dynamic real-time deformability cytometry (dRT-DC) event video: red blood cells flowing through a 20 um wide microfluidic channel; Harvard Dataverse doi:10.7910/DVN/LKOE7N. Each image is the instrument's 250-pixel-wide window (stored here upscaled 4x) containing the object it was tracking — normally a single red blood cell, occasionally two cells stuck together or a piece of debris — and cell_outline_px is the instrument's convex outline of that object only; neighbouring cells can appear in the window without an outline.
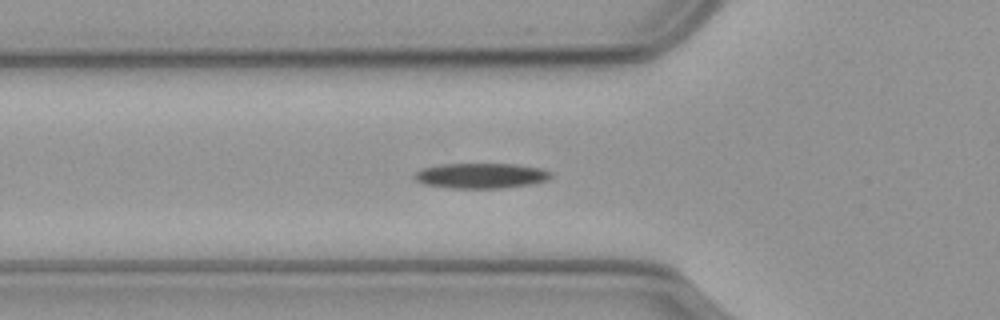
{"species": "common noctule bat (a hibernating species)", "species_latin": "Nyctalus noctula", "temperature_condition": "cold", "stored_images_in_passage": 50, "camera_frame_rate_fps": 3000, "um_per_image_px": 0.085, "animal": {"sex": "male", "body_mass_g": 23.1, "forearm_length_mm": 52.7}, "frame": {"image": 1, "passage_image": 11, "time_ms": 3.333, "image_size_px": [1000, 320], "cell_outline_px": [[552, 176], [548, 180], [532, 184], [500, 188], [452, 188], [424, 184], [416, 180], [412, 176], [416, 172], [424, 168], [444, 164], [516, 164], [540, 168], [552, 172]], "centroid_in_image_um": [40.92, 14.93], "position_along_channel_um": 84.9, "area_um2": 20.0}}
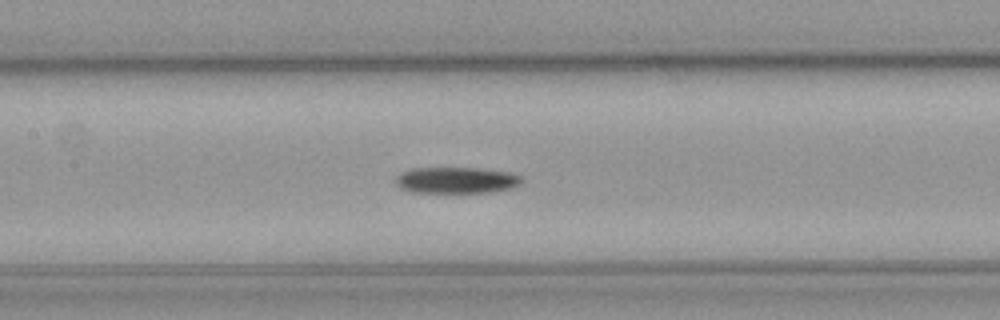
{"frame": {"image": 2, "passage_image": 18, "time_ms": 5.667, "image_size_px": [1000, 320], "cell_outline_px": [[524, 180], [516, 188], [488, 192], [412, 192], [400, 188], [396, 184], [396, 176], [400, 172], [412, 168], [480, 168], [512, 172], [520, 176]], "centroid_in_image_um": [38.83, 15.31], "position_along_channel_um": 168.6, "area_um2": 19.54}}
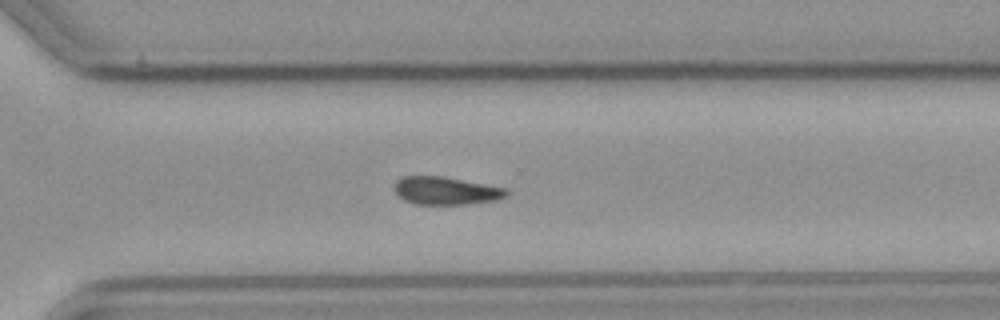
{"frame": {"image": 3, "passage_image": 32, "time_ms": 10.333, "image_size_px": [1000, 320], "cell_outline_px": [[508, 196], [496, 200], [468, 204], [416, 204], [404, 200], [392, 188], [396, 180], [400, 176], [444, 176], [504, 188], [508, 192]], "centroid_in_image_um": [37.86, 16.2], "position_along_channel_um": 332.7, "area_um2": 18.21}, "authors_computed_cell_mechanics": {"area_um2": 19.1318, "velocity_mm_per_s": 3.5355, "shape_relaxation_time_tau1_ms": 7.5484, "shape_relaxation_time_tau2_ms": null, "deformation_change_tau1": 0.1389, "deformation_change_tau2": null}}